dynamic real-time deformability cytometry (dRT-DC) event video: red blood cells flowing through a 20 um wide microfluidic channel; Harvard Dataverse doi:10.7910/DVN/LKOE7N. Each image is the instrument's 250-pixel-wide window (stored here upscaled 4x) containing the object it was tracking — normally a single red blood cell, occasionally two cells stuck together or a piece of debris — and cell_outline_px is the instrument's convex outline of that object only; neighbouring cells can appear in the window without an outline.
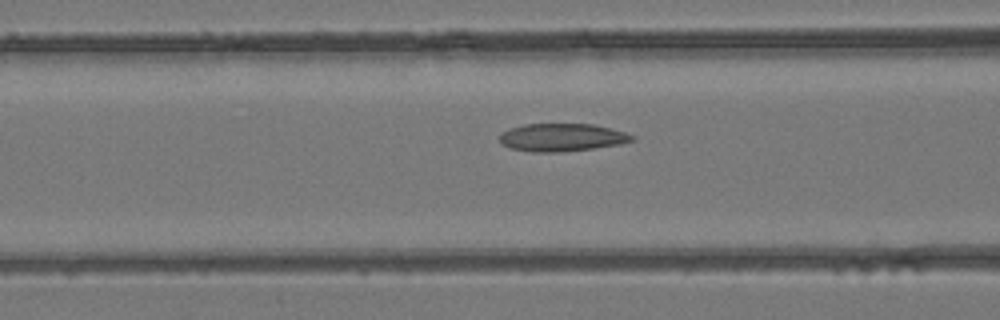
{"species": "common noctule bat (a hibernating species)", "species_latin": "Nyctalus noctula", "temperature_condition": "room temperature", "stored_images_in_passage": 29, "camera_frame_rate_fps": 3000, "um_per_image_px": 0.085, "animal": {"sex": "female", "body_mass_g": 24.6, "forearm_length_mm": 56.2}, "frame": {"image": 1, "passage_image": 9, "time_ms": 2.667, "image_size_px": [1000, 320], "cell_outline_px": [[636, 140], [620, 144], [592, 148], [560, 152], [532, 152], [508, 148], [500, 144], [500, 132], [508, 128], [524, 124], [592, 124], [624, 132], [636, 136]], "centroid_in_image_um": [47.71, 11.68], "position_along_channel_um": 118.9, "area_um2": 21.62}}
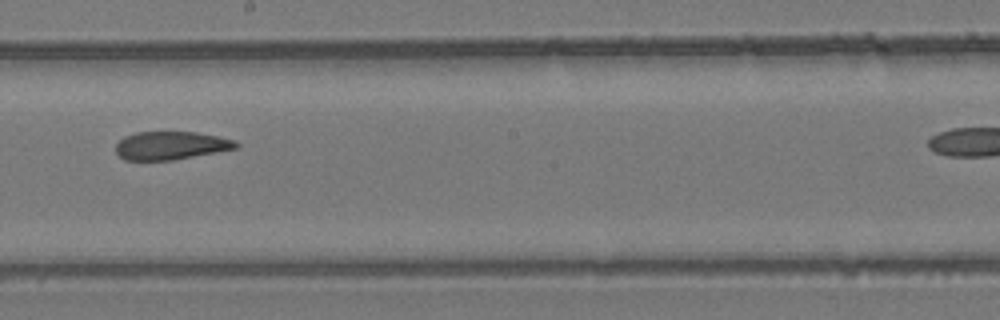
{"frame": {"image": 2, "passage_image": 17, "time_ms": 5.333, "image_size_px": [1000, 320], "cell_outline_px": [[240, 148], [172, 160], [124, 160], [116, 152], [116, 144], [124, 136], [136, 132], [196, 132], [236, 140], [240, 144]], "centroid_in_image_um": [14.55, 12.37], "position_along_channel_um": 233.7, "area_um2": 19.83}}
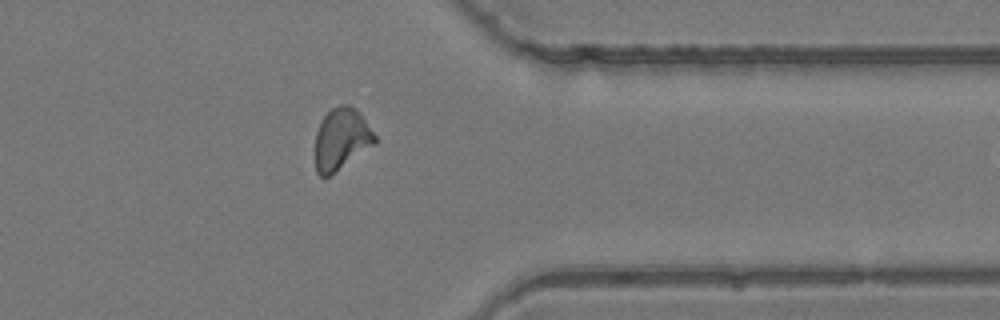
{"frame": {"image": 3, "passage_image": 28, "time_ms": 9.0, "image_size_px": [1000, 320], "cell_outline_px": [[376, 144], [328, 176], [320, 176], [316, 172], [316, 132], [320, 120], [332, 108], [340, 104], [348, 104], [360, 112], [376, 136]], "centroid_in_image_um": [29.03, 11.79], "position_along_channel_um": 382.4, "area_um2": 21.33}}